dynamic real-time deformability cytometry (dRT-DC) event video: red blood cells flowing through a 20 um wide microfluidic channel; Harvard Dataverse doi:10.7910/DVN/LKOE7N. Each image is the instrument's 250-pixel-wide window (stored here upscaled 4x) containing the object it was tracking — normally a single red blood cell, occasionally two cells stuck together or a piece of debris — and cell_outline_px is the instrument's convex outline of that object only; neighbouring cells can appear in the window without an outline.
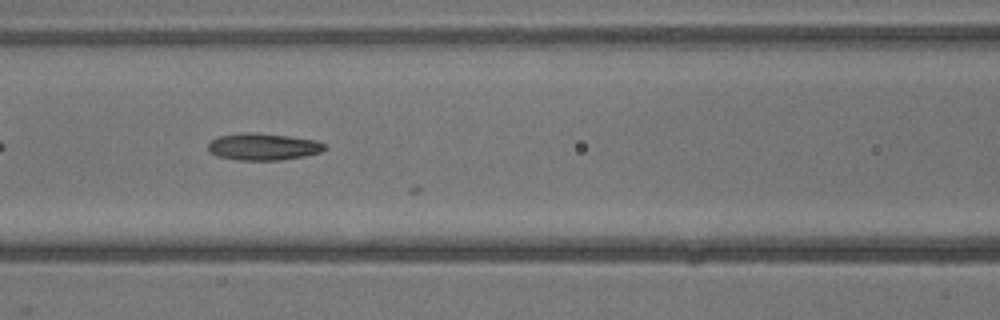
{"species": "common noctule bat (a hibernating species)", "species_latin": "Nyctalus noctula", "temperature_condition": "warm", "stored_images_in_passage": 22, "camera_frame_rate_fps": 3000, "um_per_image_px": 0.085, "animal": {"sex": "male", "body_mass_g": 13.3}, "frame": {"image": 1, "passage_image": 18, "time_ms": 5.667, "image_size_px": [1000, 320], "cell_outline_px": [[328, 148], [320, 152], [304, 156], [280, 160], [240, 160], [216, 156], [208, 152], [208, 144], [212, 140], [220, 136], [244, 132], [256, 132], [288, 136], [316, 140], [324, 144]], "centroid_in_image_um": [22.36, 12.47], "position_along_channel_um": 144.2, "area_um2": 18.32}}
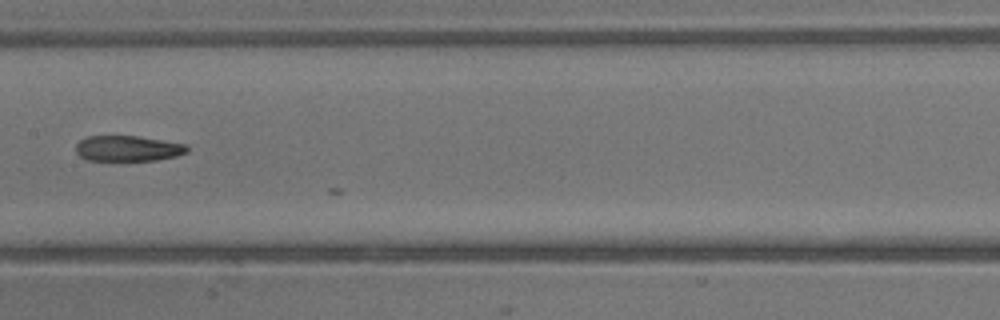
{"frame": {"image": 2, "passage_image": 21, "time_ms": 6.667, "image_size_px": [1000, 320], "cell_outline_px": [[188, 152], [176, 156], [156, 160], [88, 160], [80, 156], [76, 152], [76, 144], [80, 140], [88, 136], [136, 136], [188, 144]], "centroid_in_image_um": [10.89, 12.61], "position_along_channel_um": 196.5, "area_um2": 16.53}}